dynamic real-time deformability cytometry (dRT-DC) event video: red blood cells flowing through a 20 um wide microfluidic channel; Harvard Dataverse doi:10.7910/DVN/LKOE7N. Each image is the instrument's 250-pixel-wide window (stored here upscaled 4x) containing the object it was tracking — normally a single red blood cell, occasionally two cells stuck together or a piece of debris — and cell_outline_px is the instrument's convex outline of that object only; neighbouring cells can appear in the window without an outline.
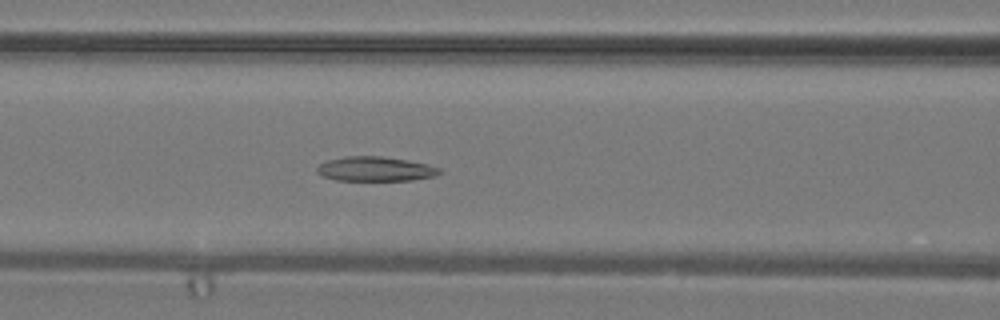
{"species": "common noctule bat (a hibernating species)", "species_latin": "Nyctalus noctula", "temperature_condition": "warm", "stored_images_in_passage": 30, "camera_frame_rate_fps": 3000, "um_per_image_px": 0.085, "animal": {"sex": "male", "body_mass_g": 19.2, "forearm_length_mm": 51.8}, "frame": {"image": 1, "passage_image": 7, "time_ms": 2.0, "image_size_px": [1000, 320], "cell_outline_px": [[444, 172], [436, 176], [412, 180], [336, 180], [320, 176], [316, 172], [316, 168], [320, 164], [328, 160], [344, 156], [380, 156], [408, 160], [428, 164], [440, 168]], "centroid_in_image_um": [31.92, 14.36], "position_along_channel_um": 134.7, "area_um2": 17.69}}
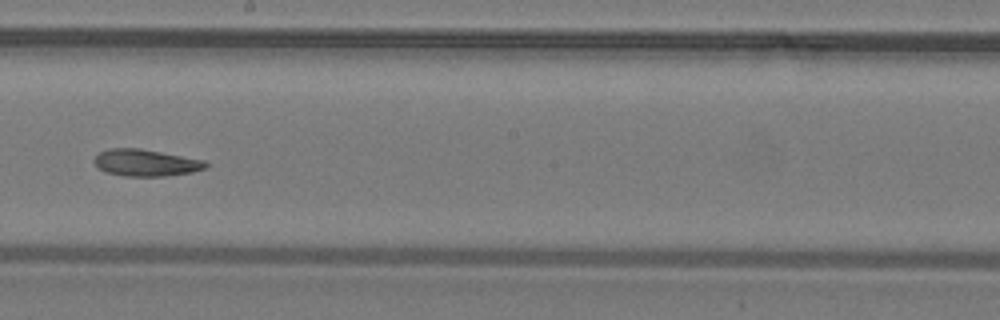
{"frame": {"image": 2, "passage_image": 13, "time_ms": 4.0, "image_size_px": [1000, 320], "cell_outline_px": [[208, 164], [204, 168], [192, 172], [168, 176], [124, 176], [104, 172], [96, 168], [92, 160], [100, 152], [108, 148], [140, 148], [204, 160]], "centroid_in_image_um": [12.33, 13.84], "position_along_channel_um": 235.9, "area_um2": 17.57}}
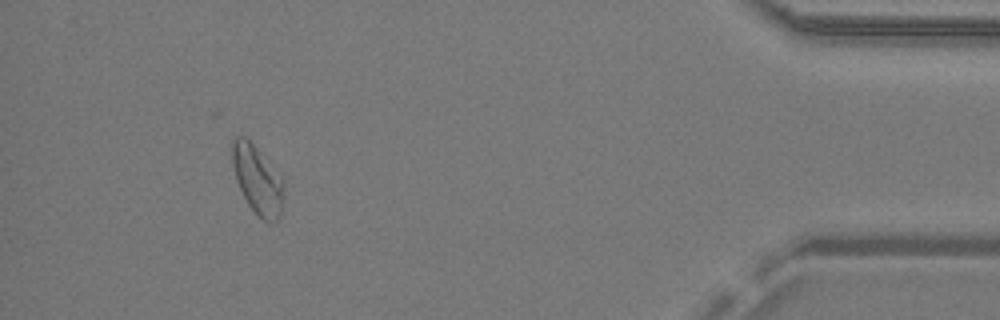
{"frame": {"image": 3, "passage_image": 27, "time_ms": 8.667, "image_size_px": [1000, 320], "cell_outline_px": [[284, 196], [280, 216], [276, 220], [264, 220], [256, 216], [248, 204], [236, 180], [232, 164], [232, 140], [236, 136], [244, 136], [256, 148], [284, 180]], "centroid_in_image_um": [21.88, 15.3], "position_along_channel_um": 413.3, "area_um2": 20.35}}